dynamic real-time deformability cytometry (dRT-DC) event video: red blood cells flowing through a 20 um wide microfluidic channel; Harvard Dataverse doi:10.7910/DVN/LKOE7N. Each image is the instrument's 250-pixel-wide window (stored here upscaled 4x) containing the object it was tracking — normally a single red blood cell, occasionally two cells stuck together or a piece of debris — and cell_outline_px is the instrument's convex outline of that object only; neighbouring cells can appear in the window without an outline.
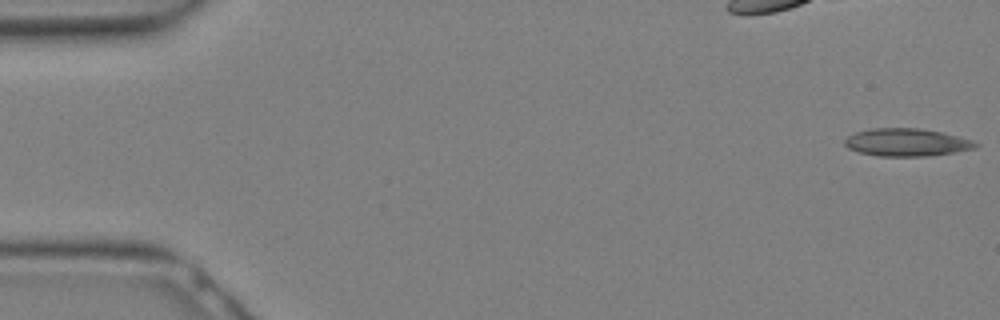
{"species": "Egyptian fruit bat (a non-hibernating species)", "species_latin": "Rousettus aegyptiacus", "temperature_condition": "warm", "stored_images_in_passage": 12, "camera_frame_rate_fps": 3000, "um_per_image_px": 0.085, "animal": {"sex": "female"}, "frame": {"image": 1, "passage_image": 1, "time_ms": 0.0, "image_size_px": [1000, 320], "cell_outline_px": [[980, 144], [976, 148], [956, 152], [928, 156], [876, 156], [860, 152], [848, 148], [844, 144], [844, 140], [848, 136], [856, 132], [868, 128], [920, 128], [944, 132], [972, 140]], "centroid_in_image_um": [77.08, 12.09], "position_along_channel_um": 7.9, "area_um2": 21.33}}